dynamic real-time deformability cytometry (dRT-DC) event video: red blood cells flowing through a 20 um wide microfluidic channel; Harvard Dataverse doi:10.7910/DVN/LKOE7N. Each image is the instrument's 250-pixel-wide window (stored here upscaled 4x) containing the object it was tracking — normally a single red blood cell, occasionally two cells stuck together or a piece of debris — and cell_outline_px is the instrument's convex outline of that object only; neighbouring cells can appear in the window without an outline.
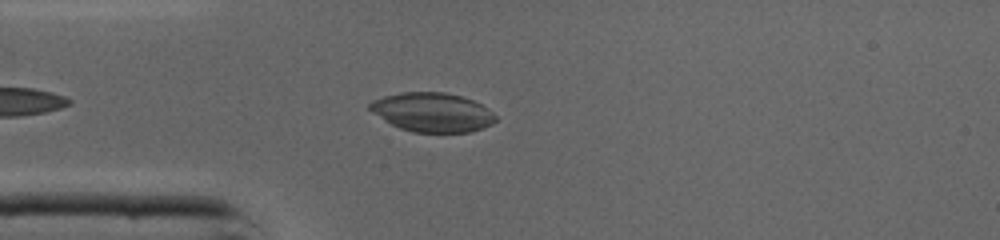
{"species": "common noctule bat (a hibernating species)", "species_latin": "Nyctalus noctula", "temperature_condition": "cold", "stored_images_in_passage": 38, "camera_frame_rate_fps": 3000, "um_per_image_px": 0.085, "animal": {"sex": "male", "body_mass_g": 19.0, "forearm_length_mm": 50.8}, "frame": {"image": 1, "passage_image": 6, "time_ms": 1.667, "image_size_px": [1000, 240], "cell_outline_px": [[496, 120], [492, 124], [468, 132], [412, 132], [400, 128], [392, 124], [368, 108], [368, 104], [372, 100], [384, 96], [400, 92], [444, 92], [460, 96], [472, 100], [480, 104], [492, 112], [496, 116]], "centroid_in_image_um": [36.74, 9.53], "position_along_channel_um": 48.3, "area_um2": 28.32}}
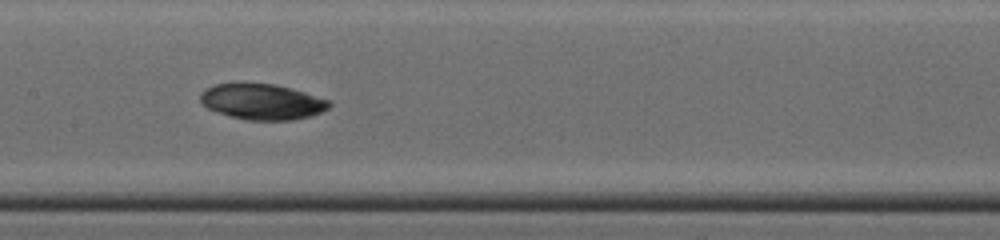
{"frame": {"image": 2, "passage_image": 16, "time_ms": 5.0, "image_size_px": [1000, 240], "cell_outline_px": [[332, 104], [328, 108], [320, 112], [308, 116], [292, 120], [248, 120], [216, 112], [208, 108], [200, 100], [200, 92], [216, 84], [236, 80], [240, 80], [276, 84], [304, 92], [328, 100]], "centroid_in_image_um": [22.22, 8.6], "position_along_channel_um": 185.2, "area_um2": 27.22}}
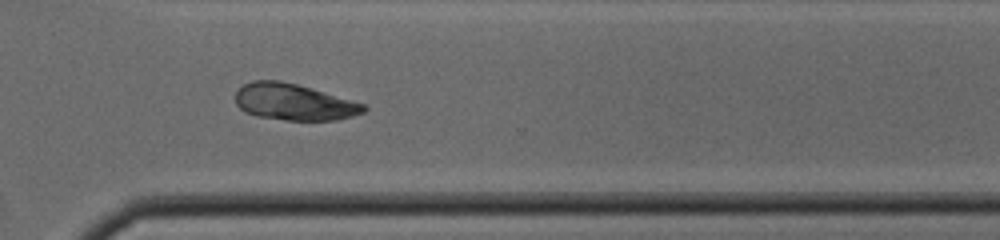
{"frame": {"image": 3, "passage_image": 27, "time_ms": 8.667, "image_size_px": [1000, 240], "cell_outline_px": [[368, 108], [364, 112], [352, 116], [336, 120], [284, 120], [256, 116], [244, 112], [236, 104], [236, 92], [244, 84], [252, 80], [280, 80], [296, 84], [364, 104]], "centroid_in_image_um": [24.94, 8.68], "position_along_channel_um": 345.7, "area_um2": 27.05}}